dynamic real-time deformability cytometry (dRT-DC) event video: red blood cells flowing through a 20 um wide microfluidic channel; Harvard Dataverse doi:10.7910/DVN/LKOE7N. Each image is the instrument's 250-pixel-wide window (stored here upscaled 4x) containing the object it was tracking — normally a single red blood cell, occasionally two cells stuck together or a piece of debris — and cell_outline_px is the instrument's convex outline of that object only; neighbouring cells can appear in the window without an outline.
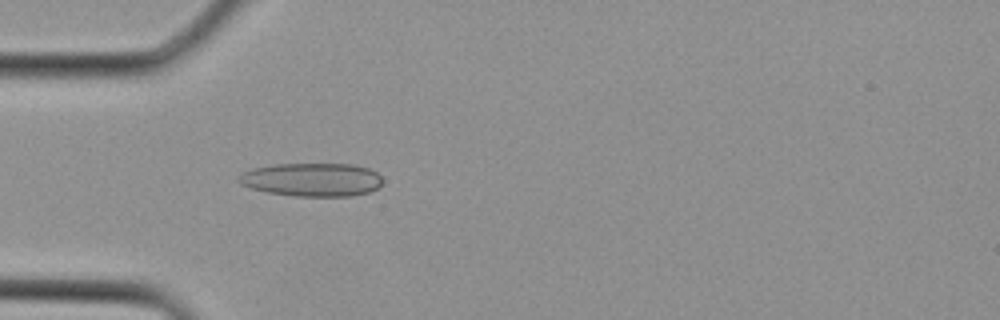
{"species": "Egyptian fruit bat (a non-hibernating species)", "species_latin": "Rousettus aegyptiacus", "temperature_condition": "cold", "stored_images_in_passage": 2, "camera_frame_rate_fps": 3000, "um_per_image_px": 0.085, "animal": {"sex": "female"}, "frame": {"image": 1, "passage_image": 2, "time_ms": 0.333, "image_size_px": [1000, 320], "cell_outline_px": [[380, 184], [376, 188], [368, 192], [352, 196], [296, 196], [268, 192], [252, 188], [240, 184], [236, 180], [236, 176], [252, 168], [272, 164], [352, 164], [368, 168], [376, 172], [380, 176]], "centroid_in_image_um": [26.46, 15.26], "position_along_channel_um": 58.5, "area_um2": 27.98}}